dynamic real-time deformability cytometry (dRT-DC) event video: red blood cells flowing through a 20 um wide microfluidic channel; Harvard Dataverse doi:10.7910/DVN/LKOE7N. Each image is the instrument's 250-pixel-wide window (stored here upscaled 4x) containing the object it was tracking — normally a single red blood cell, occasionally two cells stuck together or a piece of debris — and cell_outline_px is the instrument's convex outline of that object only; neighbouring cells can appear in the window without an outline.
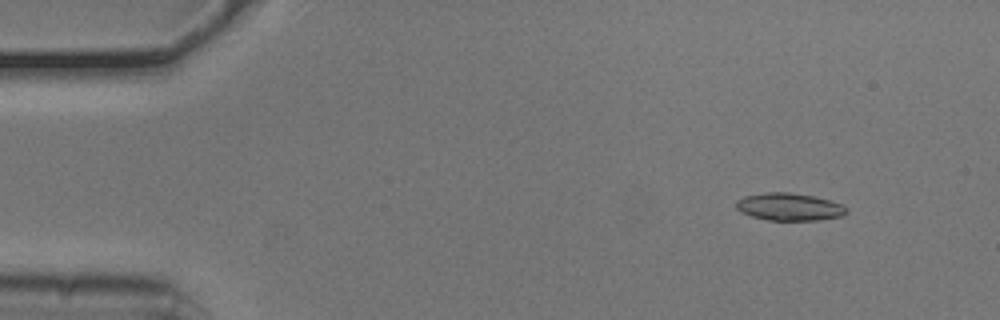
{"species": "common noctule bat (a hibernating species)", "species_latin": "Nyctalus noctula", "temperature_condition": "cold", "stored_images_in_passage": 54, "camera_frame_rate_fps": 3000, "um_per_image_px": 0.085, "animal": {"sex": "male", "body_mass_g": 20.5, "forearm_length_mm": 52.5}, "frame": {"image": 1, "passage_image": 6, "time_ms": 1.667, "image_size_px": [1000, 320], "cell_outline_px": [[848, 212], [844, 216], [820, 220], [768, 220], [752, 216], [740, 212], [736, 208], [736, 200], [744, 196], [768, 192], [788, 192], [812, 196], [828, 200], [840, 204], [848, 208]], "centroid_in_image_um": [67.09, 17.59], "position_along_channel_um": 17.9, "area_um2": 17.69}}
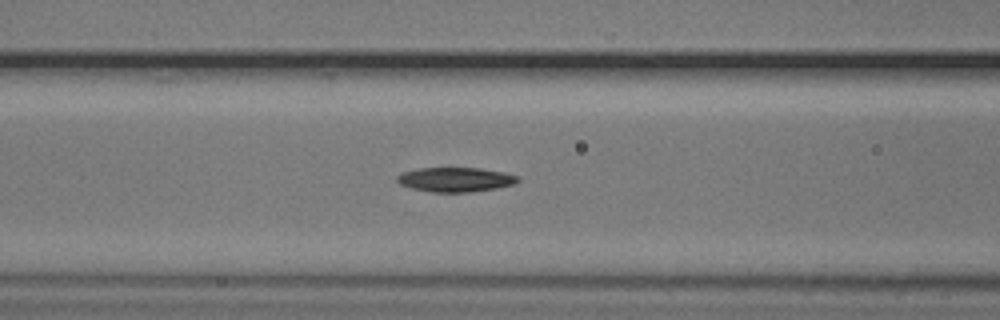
{"frame": {"image": 2, "passage_image": 22, "time_ms": 7.0, "image_size_px": [1000, 320], "cell_outline_px": [[520, 180], [512, 184], [496, 188], [468, 192], [432, 192], [412, 188], [400, 184], [396, 180], [396, 176], [400, 172], [420, 168], [480, 168], [504, 172], [520, 176]], "centroid_in_image_um": [38.69, 15.25], "position_along_channel_um": 127.9, "area_um2": 17.22}}
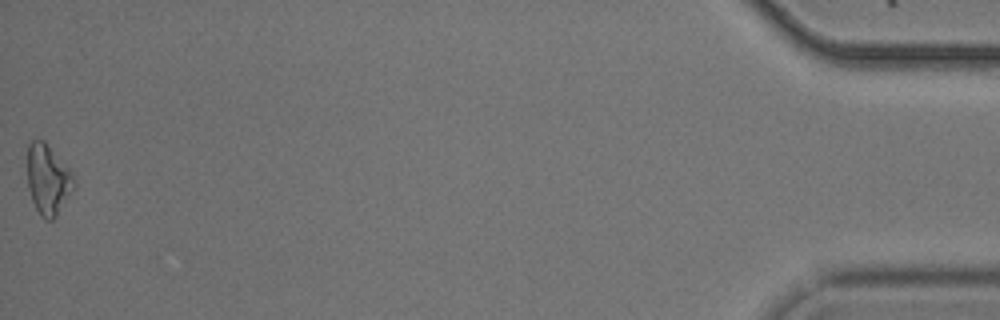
{"frame": {"image": 3, "passage_image": 54, "time_ms": 17.667, "image_size_px": [1000, 320], "cell_outline_px": [[76, 188], [56, 216], [52, 220], [44, 220], [40, 216], [32, 200], [28, 188], [28, 144], [32, 140], [44, 140], [72, 172], [76, 184]], "centroid_in_image_um": [4.1, 15.28], "position_along_channel_um": 431.1, "area_um2": 19.19}, "authors_computed_cell_mechanics": {"area_um2": 17.2244, "velocity_mm_per_s": 3.7713, "shape_relaxation_time_tau1_ms": 4.3536, "shape_relaxation_time_tau2_ms": null, "deformation_change_tau1": 0.1173, "deformation_change_tau2": null}}